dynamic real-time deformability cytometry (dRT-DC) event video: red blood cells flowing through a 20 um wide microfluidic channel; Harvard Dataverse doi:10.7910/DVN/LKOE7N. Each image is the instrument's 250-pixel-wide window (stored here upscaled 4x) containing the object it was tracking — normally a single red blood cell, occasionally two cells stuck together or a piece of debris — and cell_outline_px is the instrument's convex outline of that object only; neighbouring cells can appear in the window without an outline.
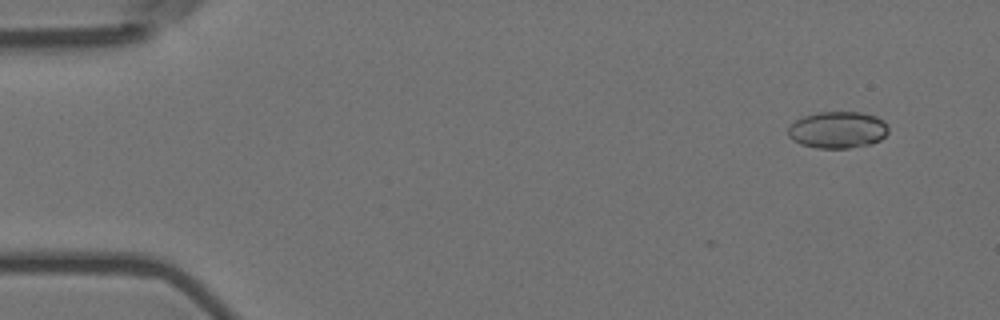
{"species": "Egyptian fruit bat (a non-hibernating species)", "species_latin": "Rousettus aegyptiacus", "temperature_condition": "room temperature", "stored_images_in_passage": 4, "camera_frame_rate_fps": 3000, "um_per_image_px": 0.085, "animal": {"sex": "female"}, "frame": {"image": 1, "passage_image": 1, "time_ms": 0.0, "image_size_px": [1000, 320], "cell_outline_px": [[888, 132], [880, 140], [872, 144], [848, 148], [816, 148], [800, 144], [792, 140], [788, 136], [788, 128], [796, 120], [804, 116], [816, 112], [860, 112], [876, 116], [884, 120], [888, 124]], "centroid_in_image_um": [71.22, 11.04], "position_along_channel_um": 13.8, "area_um2": 21.68}}